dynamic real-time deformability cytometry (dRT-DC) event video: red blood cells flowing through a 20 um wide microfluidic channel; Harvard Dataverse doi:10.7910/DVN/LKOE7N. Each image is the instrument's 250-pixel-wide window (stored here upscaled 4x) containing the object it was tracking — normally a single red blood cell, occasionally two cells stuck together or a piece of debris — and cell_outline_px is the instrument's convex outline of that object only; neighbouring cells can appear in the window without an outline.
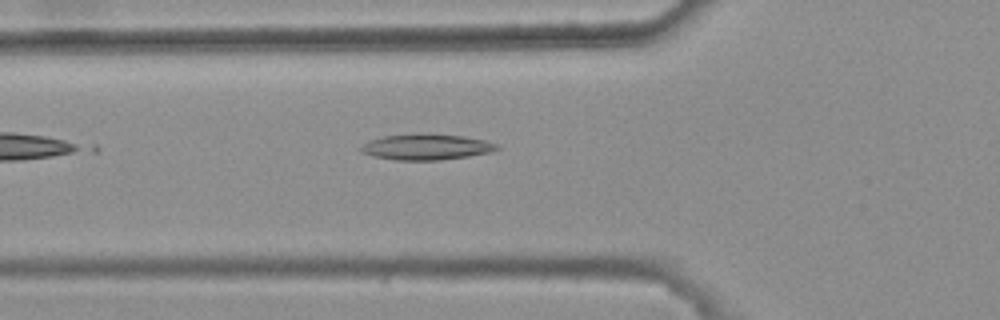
{"species": "common noctule bat (a hibernating species)", "species_latin": "Nyctalus noctula", "temperature_condition": "warm", "stored_images_in_passage": 8, "camera_frame_rate_fps": 3000, "um_per_image_px": 0.085, "animal": {"sex": "female", "body_mass_g": 25.1}, "frame": {"image": 1, "passage_image": 2, "time_ms": 0.333, "image_size_px": [1000, 320], "cell_outline_px": [[500, 148], [488, 152], [468, 156], [440, 160], [396, 160], [372, 156], [360, 152], [360, 148], [368, 140], [384, 136], [464, 136], [484, 140], [500, 144]], "centroid_in_image_um": [36.24, 12.53], "position_along_channel_um": 89.6, "area_um2": 19.59}}
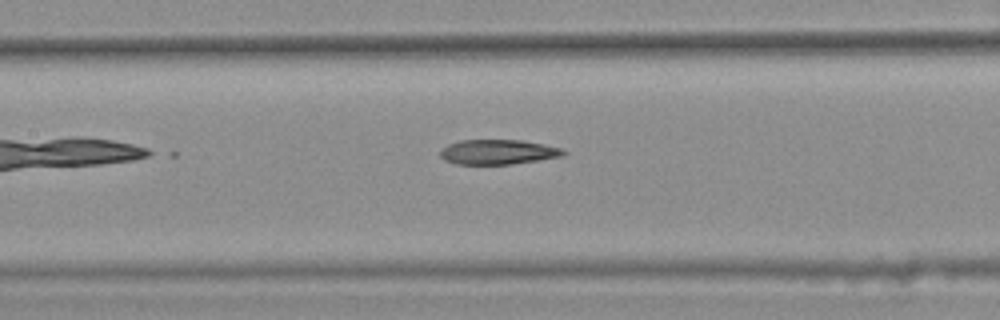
{"frame": {"image": 2, "passage_image": 8, "time_ms": 2.333, "image_size_px": [1000, 320], "cell_outline_px": [[568, 152], [564, 156], [512, 164], [456, 164], [444, 160], [440, 156], [440, 152], [448, 144], [460, 140], [524, 140], [544, 144], [560, 148]], "centroid_in_image_um": [42.35, 12.92], "position_along_channel_um": 165.0, "area_um2": 17.86}}